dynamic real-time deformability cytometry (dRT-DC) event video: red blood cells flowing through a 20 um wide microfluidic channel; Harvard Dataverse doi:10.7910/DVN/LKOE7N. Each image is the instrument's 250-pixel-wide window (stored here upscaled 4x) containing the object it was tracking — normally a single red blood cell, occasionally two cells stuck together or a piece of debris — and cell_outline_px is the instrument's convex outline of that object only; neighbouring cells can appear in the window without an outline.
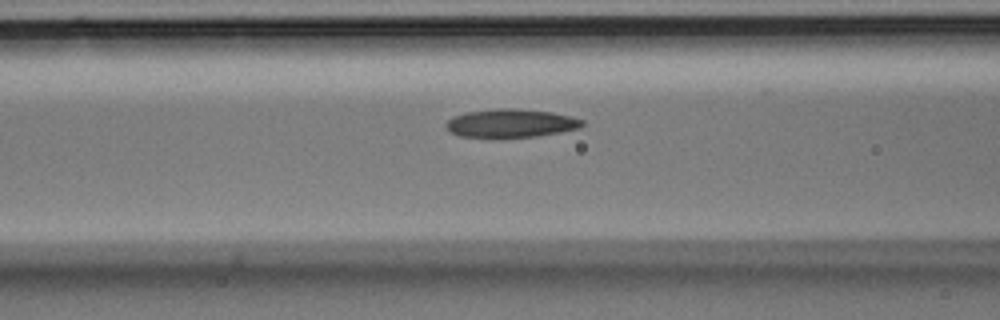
{"species": "Egyptian fruit bat (a non-hibernating species)", "species_latin": "Rousettus aegyptiacus", "temperature_condition": "room temperature", "stored_images_in_passage": 19, "camera_frame_rate_fps": 3000, "um_per_image_px": 0.085, "animal": {"sex": "male"}, "frame": {"image": 1, "passage_image": 11, "time_ms": 3.333, "image_size_px": [1000, 320], "cell_outline_px": [[584, 124], [580, 128], [560, 132], [536, 136], [500, 140], [460, 136], [452, 132], [444, 124], [452, 116], [468, 112], [500, 108], [512, 108], [552, 112], [584, 120]], "centroid_in_image_um": [43.39, 10.51], "position_along_channel_um": 123.2, "area_um2": 23.06}}
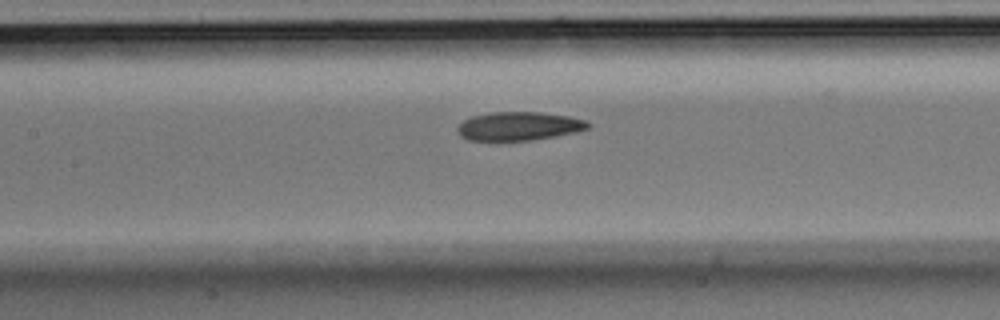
{"frame": {"image": 2, "passage_image": 14, "time_ms": 4.333, "image_size_px": [1000, 320], "cell_outline_px": [[588, 128], [576, 132], [532, 140], [496, 144], [468, 140], [460, 136], [456, 132], [456, 128], [464, 120], [472, 116], [492, 112], [540, 112], [568, 116], [584, 120], [588, 124]], "centroid_in_image_um": [43.98, 10.77], "position_along_channel_um": 163.4, "area_um2": 22.48}}